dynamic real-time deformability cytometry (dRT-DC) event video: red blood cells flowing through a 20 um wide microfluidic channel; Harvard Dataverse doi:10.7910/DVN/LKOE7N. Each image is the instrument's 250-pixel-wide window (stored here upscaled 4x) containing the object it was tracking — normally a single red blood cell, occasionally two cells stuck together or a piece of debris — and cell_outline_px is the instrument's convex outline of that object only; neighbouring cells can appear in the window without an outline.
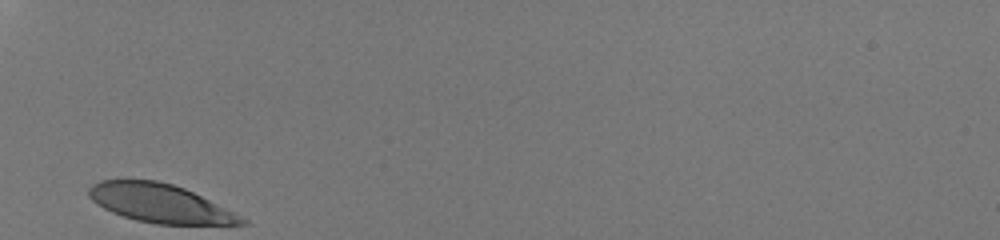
{"species": "human", "species_latin": "Homo sapiens", "temperature_condition": "room temperature", "stored_images_in_passage": 26, "camera_frame_rate_fps": 3000, "um_per_image_px": 0.085, "donor": {"sex": "male"}, "frame": {"image": 1, "passage_image": 1, "time_ms": 0.0, "image_size_px": [1000, 240], "cell_outline_px": [[248, 224], [156, 224], [136, 220], [112, 212], [96, 204], [88, 196], [88, 188], [92, 184], [100, 180], [156, 180], [172, 184], [184, 188], [248, 220]], "centroid_in_image_um": [13.53, 17.27], "position_along_channel_um": 71.5, "area_um2": 33.81}}
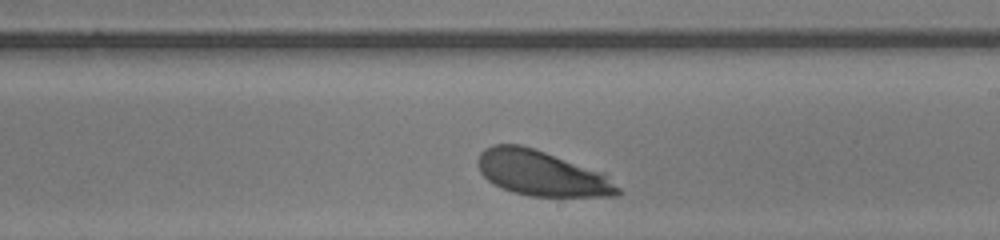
{"frame": {"image": 2, "passage_image": 15, "time_ms": 4.667, "image_size_px": [1000, 240], "cell_outline_px": [[620, 192], [616, 196], [528, 196], [512, 192], [500, 188], [492, 184], [480, 172], [476, 160], [480, 152], [484, 148], [492, 144], [520, 144], [608, 172], [620, 188]], "centroid_in_image_um": [46.08, 14.72], "position_along_channel_um": 242.9, "area_um2": 37.63}}
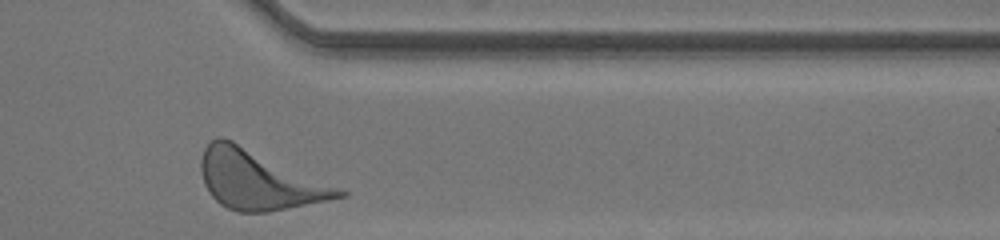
{"frame": {"image": 3, "passage_image": 26, "time_ms": 8.333, "image_size_px": [1000, 240], "cell_outline_px": [[348, 196], [268, 212], [236, 212], [220, 204], [208, 192], [204, 184], [200, 168], [200, 160], [204, 148], [216, 136], [224, 136], [348, 192]], "centroid_in_image_um": [21.94, 15.29], "position_along_channel_um": 389.5, "area_um2": 47.11}, "authors_computed_cell_mechanics": {"area_um2": 37.7434, "velocity_mm_per_s": 3.9922, "shape_relaxation_time_tau1_ms": 1.2937, "shape_relaxation_time_tau2_ms": null, "deformation_change_tau1": 0.1312, "deformation_change_tau2": null}}